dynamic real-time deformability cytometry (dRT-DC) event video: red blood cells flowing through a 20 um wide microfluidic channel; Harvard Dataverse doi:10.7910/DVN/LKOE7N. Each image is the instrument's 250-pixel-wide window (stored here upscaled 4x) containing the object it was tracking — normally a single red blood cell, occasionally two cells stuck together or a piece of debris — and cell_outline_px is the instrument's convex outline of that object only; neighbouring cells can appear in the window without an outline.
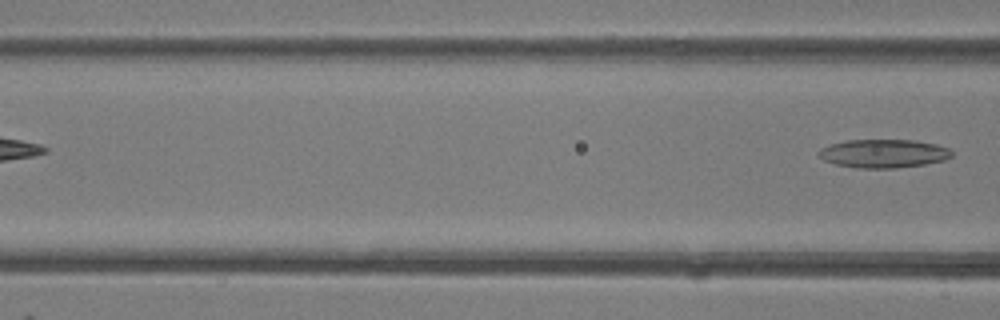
{"species": "common noctule bat (a hibernating species)", "species_latin": "Nyctalus noctula", "temperature_condition": "room temperature", "stored_images_in_passage": 3, "camera_frame_rate_fps": 3000, "um_per_image_px": 0.085, "animal": {"sex": "female"}, "frame": {"image": 1, "passage_image": 3, "time_ms": 2.333, "image_size_px": [1000, 320], "cell_outline_px": [[952, 156], [944, 160], [924, 164], [896, 168], [856, 168], [836, 164], [824, 160], [816, 152], [820, 148], [844, 140], [916, 140], [936, 144], [948, 148], [952, 152]], "centroid_in_image_um": [75.09, 13.04], "position_along_channel_um": 91.5, "area_um2": 22.08}}